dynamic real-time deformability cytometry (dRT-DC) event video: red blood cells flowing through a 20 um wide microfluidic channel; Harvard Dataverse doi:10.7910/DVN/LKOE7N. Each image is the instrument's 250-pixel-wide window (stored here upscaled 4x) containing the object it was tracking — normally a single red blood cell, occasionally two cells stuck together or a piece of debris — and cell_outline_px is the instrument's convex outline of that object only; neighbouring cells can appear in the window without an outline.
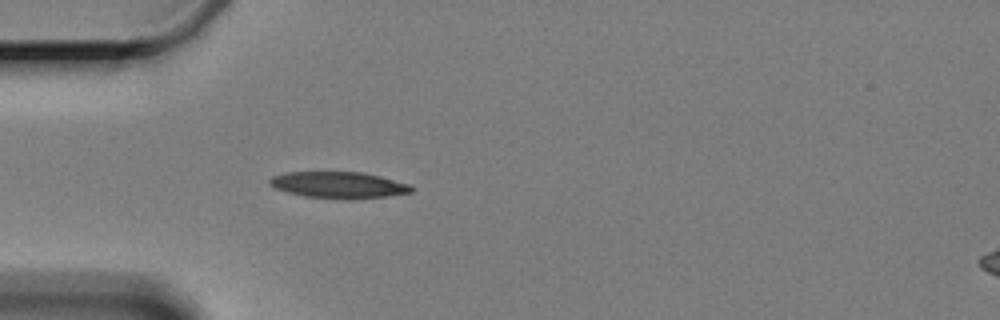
{"species": "Egyptian fruit bat (a non-hibernating species)", "species_latin": "Rousettus aegyptiacus", "temperature_condition": "cold", "stored_images_in_passage": 6, "camera_frame_rate_fps": 3000, "um_per_image_px": 0.085, "animal": {"sex": "female"}, "frame": {"image": 1, "passage_image": 4, "time_ms": 4.0, "image_size_px": [1000, 320], "cell_outline_px": [[412, 192], [388, 196], [352, 200], [348, 200], [304, 196], [288, 192], [276, 188], [268, 184], [268, 180], [272, 176], [284, 172], [364, 172], [380, 176], [408, 184], [412, 188]], "centroid_in_image_um": [28.76, 15.73], "position_along_channel_um": 56.2, "area_um2": 21.96}}
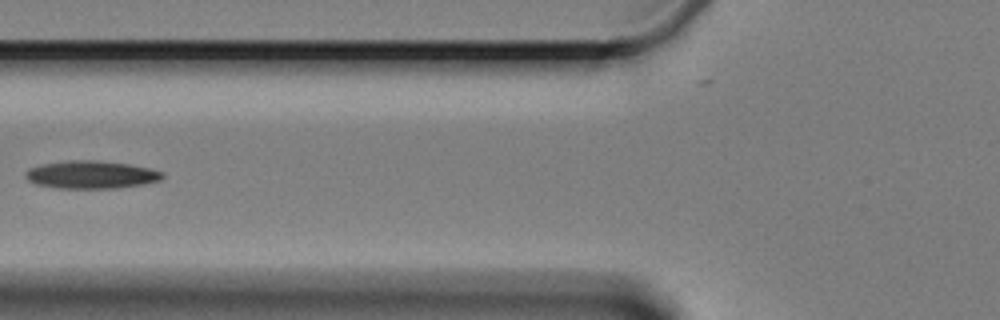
{"frame": {"image": 2, "passage_image": 6, "time_ms": 6.0, "image_size_px": [1000, 320], "cell_outline_px": [[164, 176], [160, 180], [144, 184], [116, 188], [56, 188], [36, 184], [28, 180], [24, 176], [24, 172], [28, 168], [44, 164], [76, 160], [92, 160], [128, 164], [148, 168], [164, 172]], "centroid_in_image_um": [7.74, 14.86], "position_along_channel_um": 118.1, "area_um2": 22.02}}